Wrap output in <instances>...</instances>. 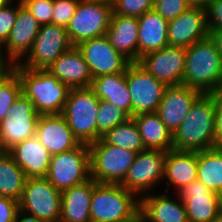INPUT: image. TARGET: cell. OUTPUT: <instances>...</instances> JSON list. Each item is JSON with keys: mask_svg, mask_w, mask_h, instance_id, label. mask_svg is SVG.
I'll return each mask as SVG.
<instances>
[{"mask_svg": "<svg viewBox=\"0 0 222 222\" xmlns=\"http://www.w3.org/2000/svg\"><path fill=\"white\" fill-rule=\"evenodd\" d=\"M215 147V93H202L173 134V149L202 151Z\"/></svg>", "mask_w": 222, "mask_h": 222, "instance_id": "cell-1", "label": "cell"}, {"mask_svg": "<svg viewBox=\"0 0 222 222\" xmlns=\"http://www.w3.org/2000/svg\"><path fill=\"white\" fill-rule=\"evenodd\" d=\"M182 85L204 94L222 91V58L211 37L185 48Z\"/></svg>", "mask_w": 222, "mask_h": 222, "instance_id": "cell-2", "label": "cell"}, {"mask_svg": "<svg viewBox=\"0 0 222 222\" xmlns=\"http://www.w3.org/2000/svg\"><path fill=\"white\" fill-rule=\"evenodd\" d=\"M22 86V93L33 103L36 112L62 114L70 88L46 70H30L13 64Z\"/></svg>", "mask_w": 222, "mask_h": 222, "instance_id": "cell-3", "label": "cell"}, {"mask_svg": "<svg viewBox=\"0 0 222 222\" xmlns=\"http://www.w3.org/2000/svg\"><path fill=\"white\" fill-rule=\"evenodd\" d=\"M139 209V198L121 184L97 183L93 179L91 222H118Z\"/></svg>", "mask_w": 222, "mask_h": 222, "instance_id": "cell-4", "label": "cell"}, {"mask_svg": "<svg viewBox=\"0 0 222 222\" xmlns=\"http://www.w3.org/2000/svg\"><path fill=\"white\" fill-rule=\"evenodd\" d=\"M100 99L90 87L71 88L62 115L72 133L83 144L97 141V113Z\"/></svg>", "mask_w": 222, "mask_h": 222, "instance_id": "cell-5", "label": "cell"}, {"mask_svg": "<svg viewBox=\"0 0 222 222\" xmlns=\"http://www.w3.org/2000/svg\"><path fill=\"white\" fill-rule=\"evenodd\" d=\"M91 178L97 183L120 184L137 153L107 144L102 138L88 145Z\"/></svg>", "mask_w": 222, "mask_h": 222, "instance_id": "cell-6", "label": "cell"}, {"mask_svg": "<svg viewBox=\"0 0 222 222\" xmlns=\"http://www.w3.org/2000/svg\"><path fill=\"white\" fill-rule=\"evenodd\" d=\"M46 178L60 191L91 179L88 145L52 155Z\"/></svg>", "mask_w": 222, "mask_h": 222, "instance_id": "cell-7", "label": "cell"}, {"mask_svg": "<svg viewBox=\"0 0 222 222\" xmlns=\"http://www.w3.org/2000/svg\"><path fill=\"white\" fill-rule=\"evenodd\" d=\"M112 6L97 0H79L78 6L66 27L73 46L106 35Z\"/></svg>", "mask_w": 222, "mask_h": 222, "instance_id": "cell-8", "label": "cell"}, {"mask_svg": "<svg viewBox=\"0 0 222 222\" xmlns=\"http://www.w3.org/2000/svg\"><path fill=\"white\" fill-rule=\"evenodd\" d=\"M19 210L46 222H60L61 191L46 177L27 178Z\"/></svg>", "mask_w": 222, "mask_h": 222, "instance_id": "cell-9", "label": "cell"}, {"mask_svg": "<svg viewBox=\"0 0 222 222\" xmlns=\"http://www.w3.org/2000/svg\"><path fill=\"white\" fill-rule=\"evenodd\" d=\"M72 47L65 27L55 24L42 25L30 51L18 65L30 70H46Z\"/></svg>", "mask_w": 222, "mask_h": 222, "instance_id": "cell-10", "label": "cell"}, {"mask_svg": "<svg viewBox=\"0 0 222 222\" xmlns=\"http://www.w3.org/2000/svg\"><path fill=\"white\" fill-rule=\"evenodd\" d=\"M166 154L167 151L151 149L138 153L120 184L138 198L151 193L163 182Z\"/></svg>", "mask_w": 222, "mask_h": 222, "instance_id": "cell-11", "label": "cell"}, {"mask_svg": "<svg viewBox=\"0 0 222 222\" xmlns=\"http://www.w3.org/2000/svg\"><path fill=\"white\" fill-rule=\"evenodd\" d=\"M126 83L132 100V117L142 113H155L167 88L137 62L125 70Z\"/></svg>", "mask_w": 222, "mask_h": 222, "instance_id": "cell-12", "label": "cell"}, {"mask_svg": "<svg viewBox=\"0 0 222 222\" xmlns=\"http://www.w3.org/2000/svg\"><path fill=\"white\" fill-rule=\"evenodd\" d=\"M39 116L32 101L21 93L0 123V139L6 151L36 135Z\"/></svg>", "mask_w": 222, "mask_h": 222, "instance_id": "cell-13", "label": "cell"}, {"mask_svg": "<svg viewBox=\"0 0 222 222\" xmlns=\"http://www.w3.org/2000/svg\"><path fill=\"white\" fill-rule=\"evenodd\" d=\"M185 61L184 47L167 45L160 50L143 55L137 63L169 87L182 85Z\"/></svg>", "mask_w": 222, "mask_h": 222, "instance_id": "cell-14", "label": "cell"}, {"mask_svg": "<svg viewBox=\"0 0 222 222\" xmlns=\"http://www.w3.org/2000/svg\"><path fill=\"white\" fill-rule=\"evenodd\" d=\"M77 47L82 52L93 78L125 72L131 63L110 45L106 35L83 41Z\"/></svg>", "mask_w": 222, "mask_h": 222, "instance_id": "cell-15", "label": "cell"}, {"mask_svg": "<svg viewBox=\"0 0 222 222\" xmlns=\"http://www.w3.org/2000/svg\"><path fill=\"white\" fill-rule=\"evenodd\" d=\"M176 195L185 204L188 222H210L222 211V196L195 180Z\"/></svg>", "mask_w": 222, "mask_h": 222, "instance_id": "cell-16", "label": "cell"}, {"mask_svg": "<svg viewBox=\"0 0 222 222\" xmlns=\"http://www.w3.org/2000/svg\"><path fill=\"white\" fill-rule=\"evenodd\" d=\"M209 37L206 10L202 7H189L177 18L168 21V44L190 47L195 42Z\"/></svg>", "mask_w": 222, "mask_h": 222, "instance_id": "cell-17", "label": "cell"}, {"mask_svg": "<svg viewBox=\"0 0 222 222\" xmlns=\"http://www.w3.org/2000/svg\"><path fill=\"white\" fill-rule=\"evenodd\" d=\"M41 25L19 0L18 14L9 38L3 45L5 56L18 64L30 51Z\"/></svg>", "mask_w": 222, "mask_h": 222, "instance_id": "cell-18", "label": "cell"}, {"mask_svg": "<svg viewBox=\"0 0 222 222\" xmlns=\"http://www.w3.org/2000/svg\"><path fill=\"white\" fill-rule=\"evenodd\" d=\"M201 94L200 91L184 85L165 89L156 113L172 134L185 120L191 106Z\"/></svg>", "mask_w": 222, "mask_h": 222, "instance_id": "cell-19", "label": "cell"}, {"mask_svg": "<svg viewBox=\"0 0 222 222\" xmlns=\"http://www.w3.org/2000/svg\"><path fill=\"white\" fill-rule=\"evenodd\" d=\"M35 136L51 155L72 150L81 144L62 114L40 115Z\"/></svg>", "mask_w": 222, "mask_h": 222, "instance_id": "cell-20", "label": "cell"}, {"mask_svg": "<svg viewBox=\"0 0 222 222\" xmlns=\"http://www.w3.org/2000/svg\"><path fill=\"white\" fill-rule=\"evenodd\" d=\"M148 193L139 198V209L145 222H188L185 204L178 195Z\"/></svg>", "mask_w": 222, "mask_h": 222, "instance_id": "cell-21", "label": "cell"}, {"mask_svg": "<svg viewBox=\"0 0 222 222\" xmlns=\"http://www.w3.org/2000/svg\"><path fill=\"white\" fill-rule=\"evenodd\" d=\"M7 153L23 170L27 178L46 177L52 155L36 136L18 143Z\"/></svg>", "mask_w": 222, "mask_h": 222, "instance_id": "cell-22", "label": "cell"}, {"mask_svg": "<svg viewBox=\"0 0 222 222\" xmlns=\"http://www.w3.org/2000/svg\"><path fill=\"white\" fill-rule=\"evenodd\" d=\"M47 70L71 88L90 87L92 75L82 52L77 46L59 56Z\"/></svg>", "mask_w": 222, "mask_h": 222, "instance_id": "cell-23", "label": "cell"}, {"mask_svg": "<svg viewBox=\"0 0 222 222\" xmlns=\"http://www.w3.org/2000/svg\"><path fill=\"white\" fill-rule=\"evenodd\" d=\"M198 164L197 151L169 150L166 154L164 179L166 189L170 194L169 187H174L175 193L197 180Z\"/></svg>", "mask_w": 222, "mask_h": 222, "instance_id": "cell-24", "label": "cell"}, {"mask_svg": "<svg viewBox=\"0 0 222 222\" xmlns=\"http://www.w3.org/2000/svg\"><path fill=\"white\" fill-rule=\"evenodd\" d=\"M106 36L117 52L131 63L138 62V17L116 15L112 11Z\"/></svg>", "mask_w": 222, "mask_h": 222, "instance_id": "cell-25", "label": "cell"}, {"mask_svg": "<svg viewBox=\"0 0 222 222\" xmlns=\"http://www.w3.org/2000/svg\"><path fill=\"white\" fill-rule=\"evenodd\" d=\"M168 44V21L154 9L138 17V61L143 55Z\"/></svg>", "mask_w": 222, "mask_h": 222, "instance_id": "cell-26", "label": "cell"}, {"mask_svg": "<svg viewBox=\"0 0 222 222\" xmlns=\"http://www.w3.org/2000/svg\"><path fill=\"white\" fill-rule=\"evenodd\" d=\"M93 179L61 191L60 222H91Z\"/></svg>", "mask_w": 222, "mask_h": 222, "instance_id": "cell-27", "label": "cell"}, {"mask_svg": "<svg viewBox=\"0 0 222 222\" xmlns=\"http://www.w3.org/2000/svg\"><path fill=\"white\" fill-rule=\"evenodd\" d=\"M90 88L100 100L113 104L132 117V100L125 72L95 77L92 79Z\"/></svg>", "mask_w": 222, "mask_h": 222, "instance_id": "cell-28", "label": "cell"}, {"mask_svg": "<svg viewBox=\"0 0 222 222\" xmlns=\"http://www.w3.org/2000/svg\"><path fill=\"white\" fill-rule=\"evenodd\" d=\"M137 124L146 149L169 151L173 149V134L155 113H142L132 117Z\"/></svg>", "mask_w": 222, "mask_h": 222, "instance_id": "cell-29", "label": "cell"}, {"mask_svg": "<svg viewBox=\"0 0 222 222\" xmlns=\"http://www.w3.org/2000/svg\"><path fill=\"white\" fill-rule=\"evenodd\" d=\"M197 180L222 196V148L197 151Z\"/></svg>", "mask_w": 222, "mask_h": 222, "instance_id": "cell-30", "label": "cell"}, {"mask_svg": "<svg viewBox=\"0 0 222 222\" xmlns=\"http://www.w3.org/2000/svg\"><path fill=\"white\" fill-rule=\"evenodd\" d=\"M27 177L23 170L8 154L0 158V196L9 197L19 201Z\"/></svg>", "mask_w": 222, "mask_h": 222, "instance_id": "cell-31", "label": "cell"}, {"mask_svg": "<svg viewBox=\"0 0 222 222\" xmlns=\"http://www.w3.org/2000/svg\"><path fill=\"white\" fill-rule=\"evenodd\" d=\"M101 138L107 144L124 148L137 154L146 150L137 124L132 117L126 122L118 124L108 130Z\"/></svg>", "mask_w": 222, "mask_h": 222, "instance_id": "cell-32", "label": "cell"}, {"mask_svg": "<svg viewBox=\"0 0 222 222\" xmlns=\"http://www.w3.org/2000/svg\"><path fill=\"white\" fill-rule=\"evenodd\" d=\"M21 93V81L13 69L0 75V123Z\"/></svg>", "mask_w": 222, "mask_h": 222, "instance_id": "cell-33", "label": "cell"}, {"mask_svg": "<svg viewBox=\"0 0 222 222\" xmlns=\"http://www.w3.org/2000/svg\"><path fill=\"white\" fill-rule=\"evenodd\" d=\"M129 118L131 117L122 109L105 100H100L97 113V140L108 130L126 122Z\"/></svg>", "mask_w": 222, "mask_h": 222, "instance_id": "cell-34", "label": "cell"}, {"mask_svg": "<svg viewBox=\"0 0 222 222\" xmlns=\"http://www.w3.org/2000/svg\"><path fill=\"white\" fill-rule=\"evenodd\" d=\"M154 0H118L112 7L116 15L140 17L152 10Z\"/></svg>", "mask_w": 222, "mask_h": 222, "instance_id": "cell-35", "label": "cell"}, {"mask_svg": "<svg viewBox=\"0 0 222 222\" xmlns=\"http://www.w3.org/2000/svg\"><path fill=\"white\" fill-rule=\"evenodd\" d=\"M21 2L41 26L52 24L54 0H21Z\"/></svg>", "mask_w": 222, "mask_h": 222, "instance_id": "cell-36", "label": "cell"}, {"mask_svg": "<svg viewBox=\"0 0 222 222\" xmlns=\"http://www.w3.org/2000/svg\"><path fill=\"white\" fill-rule=\"evenodd\" d=\"M12 1L11 3L0 7V43L5 44L9 38L12 27L15 24V20L19 9V0Z\"/></svg>", "mask_w": 222, "mask_h": 222, "instance_id": "cell-37", "label": "cell"}, {"mask_svg": "<svg viewBox=\"0 0 222 222\" xmlns=\"http://www.w3.org/2000/svg\"><path fill=\"white\" fill-rule=\"evenodd\" d=\"M79 0H54L52 24L67 27Z\"/></svg>", "mask_w": 222, "mask_h": 222, "instance_id": "cell-38", "label": "cell"}, {"mask_svg": "<svg viewBox=\"0 0 222 222\" xmlns=\"http://www.w3.org/2000/svg\"><path fill=\"white\" fill-rule=\"evenodd\" d=\"M190 6L186 0H154L153 9L165 20L177 18Z\"/></svg>", "mask_w": 222, "mask_h": 222, "instance_id": "cell-39", "label": "cell"}, {"mask_svg": "<svg viewBox=\"0 0 222 222\" xmlns=\"http://www.w3.org/2000/svg\"><path fill=\"white\" fill-rule=\"evenodd\" d=\"M205 10L208 30H222V0H211Z\"/></svg>", "mask_w": 222, "mask_h": 222, "instance_id": "cell-40", "label": "cell"}, {"mask_svg": "<svg viewBox=\"0 0 222 222\" xmlns=\"http://www.w3.org/2000/svg\"><path fill=\"white\" fill-rule=\"evenodd\" d=\"M18 210V201L9 197L0 196V222H16Z\"/></svg>", "mask_w": 222, "mask_h": 222, "instance_id": "cell-41", "label": "cell"}, {"mask_svg": "<svg viewBox=\"0 0 222 222\" xmlns=\"http://www.w3.org/2000/svg\"><path fill=\"white\" fill-rule=\"evenodd\" d=\"M215 146L222 148V91L215 93Z\"/></svg>", "mask_w": 222, "mask_h": 222, "instance_id": "cell-42", "label": "cell"}, {"mask_svg": "<svg viewBox=\"0 0 222 222\" xmlns=\"http://www.w3.org/2000/svg\"><path fill=\"white\" fill-rule=\"evenodd\" d=\"M13 69V64L5 56L3 45L0 43V75L10 72Z\"/></svg>", "mask_w": 222, "mask_h": 222, "instance_id": "cell-43", "label": "cell"}, {"mask_svg": "<svg viewBox=\"0 0 222 222\" xmlns=\"http://www.w3.org/2000/svg\"><path fill=\"white\" fill-rule=\"evenodd\" d=\"M209 36L215 42L217 51L222 58V30L209 31Z\"/></svg>", "mask_w": 222, "mask_h": 222, "instance_id": "cell-44", "label": "cell"}, {"mask_svg": "<svg viewBox=\"0 0 222 222\" xmlns=\"http://www.w3.org/2000/svg\"><path fill=\"white\" fill-rule=\"evenodd\" d=\"M16 222H46V221L40 220L33 215L18 210L16 215Z\"/></svg>", "mask_w": 222, "mask_h": 222, "instance_id": "cell-45", "label": "cell"}, {"mask_svg": "<svg viewBox=\"0 0 222 222\" xmlns=\"http://www.w3.org/2000/svg\"><path fill=\"white\" fill-rule=\"evenodd\" d=\"M118 222H145L143 214L140 209H138L131 217L128 219L118 221Z\"/></svg>", "mask_w": 222, "mask_h": 222, "instance_id": "cell-46", "label": "cell"}, {"mask_svg": "<svg viewBox=\"0 0 222 222\" xmlns=\"http://www.w3.org/2000/svg\"><path fill=\"white\" fill-rule=\"evenodd\" d=\"M190 7L206 8L211 0H186Z\"/></svg>", "mask_w": 222, "mask_h": 222, "instance_id": "cell-47", "label": "cell"}, {"mask_svg": "<svg viewBox=\"0 0 222 222\" xmlns=\"http://www.w3.org/2000/svg\"><path fill=\"white\" fill-rule=\"evenodd\" d=\"M99 2H102V3H106V4H109L113 7V5L118 1V0H97Z\"/></svg>", "mask_w": 222, "mask_h": 222, "instance_id": "cell-48", "label": "cell"}, {"mask_svg": "<svg viewBox=\"0 0 222 222\" xmlns=\"http://www.w3.org/2000/svg\"><path fill=\"white\" fill-rule=\"evenodd\" d=\"M210 222H222V211L215 218H213Z\"/></svg>", "mask_w": 222, "mask_h": 222, "instance_id": "cell-49", "label": "cell"}, {"mask_svg": "<svg viewBox=\"0 0 222 222\" xmlns=\"http://www.w3.org/2000/svg\"><path fill=\"white\" fill-rule=\"evenodd\" d=\"M6 153H7V151H6V149L3 147L2 142H1V139H0V158H1L4 154H6Z\"/></svg>", "mask_w": 222, "mask_h": 222, "instance_id": "cell-50", "label": "cell"}, {"mask_svg": "<svg viewBox=\"0 0 222 222\" xmlns=\"http://www.w3.org/2000/svg\"><path fill=\"white\" fill-rule=\"evenodd\" d=\"M14 0H0V7L5 6L9 3H11Z\"/></svg>", "mask_w": 222, "mask_h": 222, "instance_id": "cell-51", "label": "cell"}]
</instances>
